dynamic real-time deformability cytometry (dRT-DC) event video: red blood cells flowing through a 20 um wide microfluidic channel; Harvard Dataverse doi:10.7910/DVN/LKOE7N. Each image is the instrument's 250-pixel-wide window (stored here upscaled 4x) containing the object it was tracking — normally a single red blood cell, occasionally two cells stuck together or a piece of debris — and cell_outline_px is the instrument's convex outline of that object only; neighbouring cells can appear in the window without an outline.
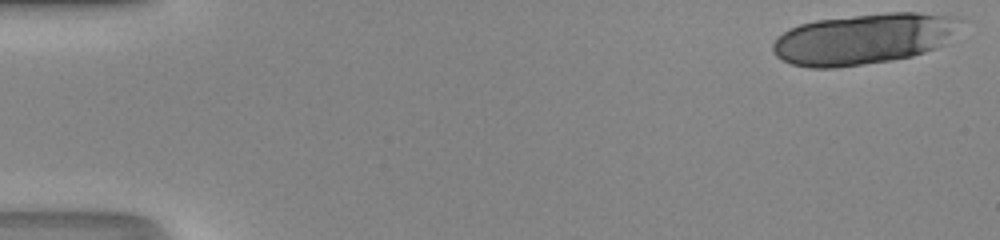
{"species": "human", "species_latin": "Homo sapiens", "temperature_condition": "room temperature", "stored_images_in_passage": 18, "camera_frame_rate_fps": 3000, "um_per_image_px": 0.085, "donor": {"sex": "male"}, "frame": {"image": 1, "passage_image": 1, "time_ms": 0.0, "image_size_px": [1000, 240], "cell_outline_px": [[968, 20], [944, 44], [936, 48], [912, 56], [892, 60], [836, 68], [812, 68], [792, 64], [776, 56], [772, 52], [772, 44], [776, 36], [788, 28], [800, 24], [816, 20], [888, 12], [916, 12], [964, 16]], "centroid_in_image_um": [73.48, 3.28], "position_along_channel_um": 11.5, "area_um2": 56.47}}